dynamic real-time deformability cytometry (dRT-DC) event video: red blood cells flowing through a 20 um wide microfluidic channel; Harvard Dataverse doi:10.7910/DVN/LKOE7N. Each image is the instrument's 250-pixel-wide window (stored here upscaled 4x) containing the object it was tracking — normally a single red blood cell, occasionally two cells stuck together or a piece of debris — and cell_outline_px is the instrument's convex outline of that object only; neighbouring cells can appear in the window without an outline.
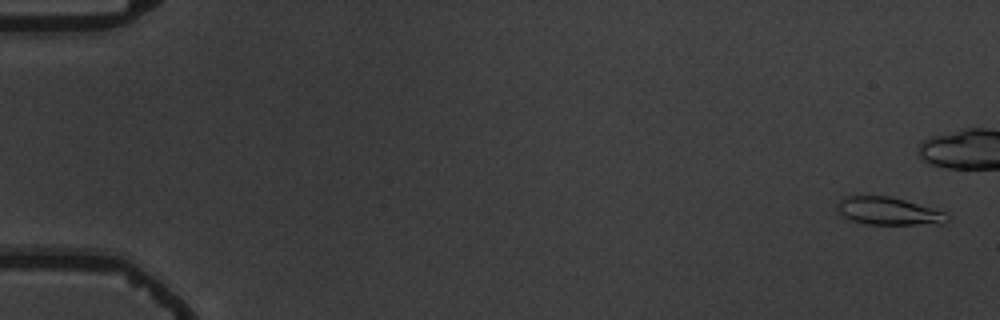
{"species": "common noctule bat (a hibernating species)", "species_latin": "Nyctalus noctula", "temperature_condition": "warm", "stored_images_in_passage": 5, "camera_frame_rate_fps": 3000, "um_per_image_px": 0.085, "animal": {"sex": "male", "body_mass_g": 19.5, "forearm_length_mm": 54.6}, "frame": {"image": 1, "passage_image": 1, "time_ms": 0.0, "image_size_px": [1000, 320], "cell_outline_px": [[948, 220], [944, 224], [864, 224], [852, 220], [836, 212], [836, 204], [844, 196], [888, 196], [904, 200], [944, 212], [948, 216]], "centroid_in_image_um": [75.47, 17.95], "position_along_channel_um": 9.5, "area_um2": 17.63}}